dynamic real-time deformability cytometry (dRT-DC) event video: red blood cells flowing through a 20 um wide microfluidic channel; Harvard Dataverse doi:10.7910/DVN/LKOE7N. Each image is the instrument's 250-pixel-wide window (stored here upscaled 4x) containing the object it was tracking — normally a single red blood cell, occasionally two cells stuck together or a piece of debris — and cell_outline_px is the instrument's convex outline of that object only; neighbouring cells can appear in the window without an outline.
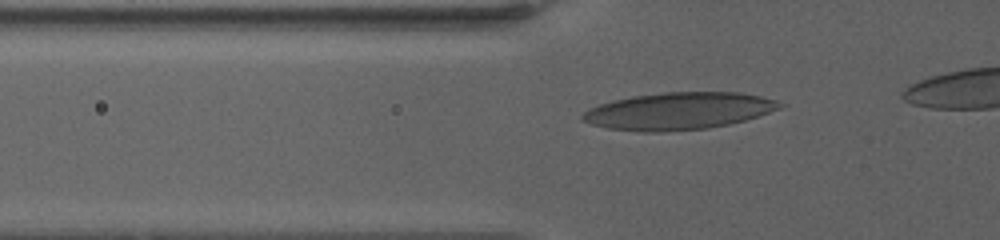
{"species": "human", "species_latin": "Homo sapiens", "temperature_condition": "warm", "stored_images_in_passage": 32, "camera_frame_rate_fps": 3000, "um_per_image_px": 0.085, "donor": {"sex": "female"}, "frame": {"image": 1, "passage_image": 5, "time_ms": 1.667, "image_size_px": [1000, 240], "cell_outline_px": [[784, 104], [780, 108], [744, 120], [728, 124], [708, 128], [664, 132], [644, 132], [608, 128], [592, 124], [580, 120], [580, 116], [588, 108], [612, 100], [632, 96], [664, 92], [736, 92], [760, 96], [776, 100]], "centroid_in_image_um": [57.63, 9.43], "position_along_channel_um": 68.2, "area_um2": 42.6}}
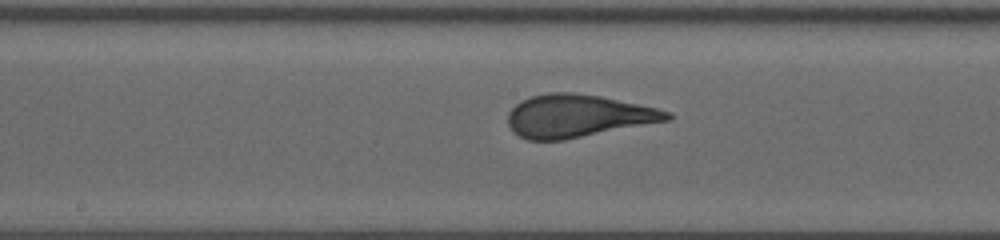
{"frame": {"image": 2, "passage_image": 19, "time_ms": 6.0, "image_size_px": [1000, 240], "cell_outline_px": [[672, 120], [564, 140], [528, 140], [512, 132], [508, 124], [508, 112], [520, 100], [532, 96], [548, 92], [572, 92], [600, 96], [656, 108], [672, 112]], "centroid_in_image_um": [49.1, 9.86], "position_along_channel_um": 199.1, "area_um2": 39.77}}
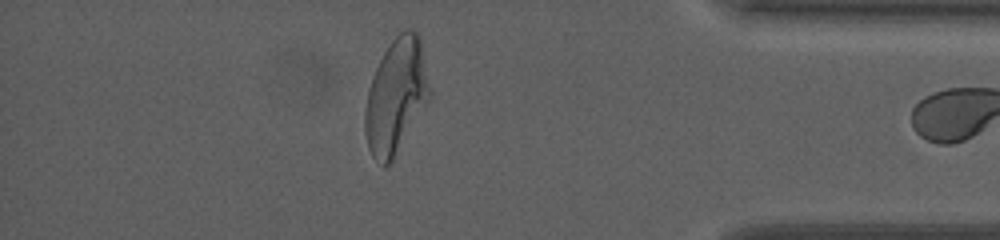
{"frame": {"image": 3, "passage_image": 31, "time_ms": 13.333, "image_size_px": [1000, 240], "cell_outline_px": [[432, 96], [392, 160], [384, 168], [372, 156], [368, 148], [364, 132], [364, 108], [368, 88], [372, 76], [384, 52], [392, 40], [404, 28], [408, 28], [416, 32], [420, 36], [432, 92]], "centroid_in_image_um": [33.67, 8.16], "position_along_channel_um": 401.5, "area_um2": 43.52}, "authors_computed_cell_mechanics": {"area_um2": 39.6508, "velocity_mm_per_s": 3.1231, "shape_relaxation_time_tau1_ms": 5.4736, "shape_relaxation_time_tau2_ms": null, "deformation_change_tau1": 0.227, "deformation_change_tau2": null}}